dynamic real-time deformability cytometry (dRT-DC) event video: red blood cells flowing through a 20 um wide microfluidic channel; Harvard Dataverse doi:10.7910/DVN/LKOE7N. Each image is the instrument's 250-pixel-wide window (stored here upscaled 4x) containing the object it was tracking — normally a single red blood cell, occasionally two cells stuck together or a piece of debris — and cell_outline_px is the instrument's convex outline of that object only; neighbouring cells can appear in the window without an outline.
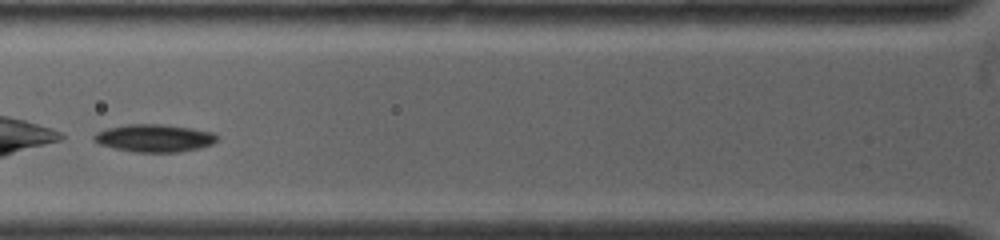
{"species": "common noctule bat (a hibernating species)", "species_latin": "Nyctalus noctula", "temperature_condition": "warm", "stored_images_in_passage": 4, "camera_frame_rate_fps": 4500, "um_per_image_px": 0.085, "animal": {"sex": "female", "body_mass_g": 19.0, "forearm_length_mm": 53.3}, "frame": {"image": 1, "passage_image": 3, "time_ms": 1.333, "image_size_px": [1000, 240], "cell_outline_px": [[216, 140], [212, 144], [200, 148], [180, 152], [132, 152], [112, 148], [100, 144], [92, 140], [92, 136], [96, 132], [108, 128], [128, 124], [156, 124], [188, 128], [212, 132], [216, 136]], "centroid_in_image_um": [13.05, 11.75], "position_along_channel_um": 112.7, "area_um2": 19.71}}